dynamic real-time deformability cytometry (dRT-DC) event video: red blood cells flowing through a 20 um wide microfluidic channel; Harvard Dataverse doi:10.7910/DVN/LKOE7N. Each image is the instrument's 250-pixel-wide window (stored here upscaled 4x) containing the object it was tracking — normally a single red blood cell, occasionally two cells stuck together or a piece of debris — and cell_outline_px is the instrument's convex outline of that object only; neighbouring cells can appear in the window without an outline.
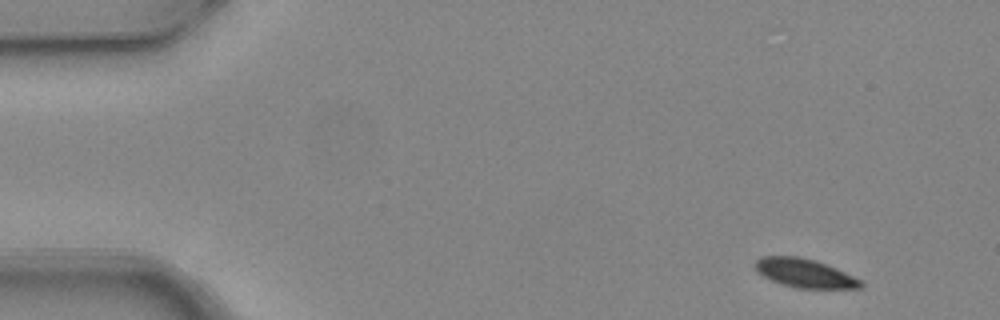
{"species": "common noctule bat (a hibernating species)", "species_latin": "Nyctalus noctula", "temperature_condition": "warm", "stored_images_in_passage": 4, "camera_frame_rate_fps": 3000, "um_per_image_px": 0.085, "animal": {"sex": "female", "body_mass_g": 24.6, "forearm_length_mm": 56.2}, "frame": {"image": 1, "passage_image": 1, "time_ms": 0.0, "image_size_px": [1000, 320], "cell_outline_px": [[864, 284], [860, 288], [796, 288], [780, 284], [756, 272], [756, 260], [760, 256], [800, 256], [816, 260], [836, 268], [860, 280]], "centroid_in_image_um": [68.37, 23.21], "position_along_channel_um": 16.6, "area_um2": 17.63}}
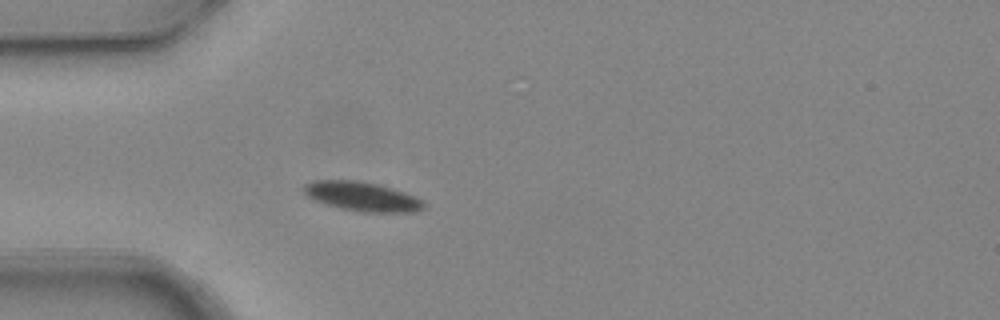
{"frame": {"image": 2, "passage_image": 4, "time_ms": 1.0, "image_size_px": [1000, 320], "cell_outline_px": [[424, 208], [412, 212], [360, 212], [340, 208], [316, 200], [308, 196], [300, 188], [304, 184], [312, 180], [360, 180], [380, 184], [404, 192], [420, 200], [424, 204]], "centroid_in_image_um": [30.73, 16.68], "position_along_channel_um": 54.3, "area_um2": 20.4}}